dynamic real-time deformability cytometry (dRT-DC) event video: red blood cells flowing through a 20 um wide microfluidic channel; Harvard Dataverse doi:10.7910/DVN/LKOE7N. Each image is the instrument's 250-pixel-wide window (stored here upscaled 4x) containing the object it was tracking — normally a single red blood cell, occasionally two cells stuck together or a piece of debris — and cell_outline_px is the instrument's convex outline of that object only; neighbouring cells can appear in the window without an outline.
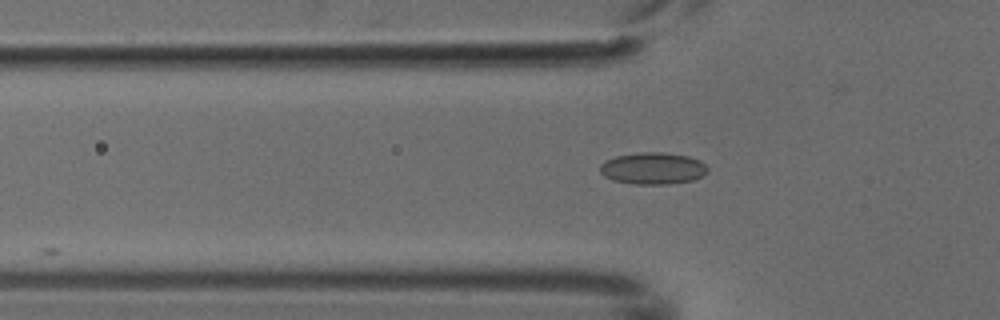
{"species": "common noctule bat (a hibernating species)", "species_latin": "Nyctalus noctula", "temperature_condition": "cold", "stored_images_in_passage": 5, "camera_frame_rate_fps": 3000, "um_per_image_px": 0.085, "animal": {"sex": "male", "body_mass_g": 18.8}, "frame": {"image": 1, "passage_image": 5, "time_ms": 1.333, "image_size_px": [1000, 320], "cell_outline_px": [[708, 172], [692, 180], [668, 184], [632, 184], [612, 180], [604, 176], [600, 172], [600, 164], [604, 160], [616, 156], [640, 152], [660, 152], [688, 156], [700, 160], [708, 168]], "centroid_in_image_um": [55.46, 14.31], "position_along_channel_um": 70.3, "area_um2": 20.0}}